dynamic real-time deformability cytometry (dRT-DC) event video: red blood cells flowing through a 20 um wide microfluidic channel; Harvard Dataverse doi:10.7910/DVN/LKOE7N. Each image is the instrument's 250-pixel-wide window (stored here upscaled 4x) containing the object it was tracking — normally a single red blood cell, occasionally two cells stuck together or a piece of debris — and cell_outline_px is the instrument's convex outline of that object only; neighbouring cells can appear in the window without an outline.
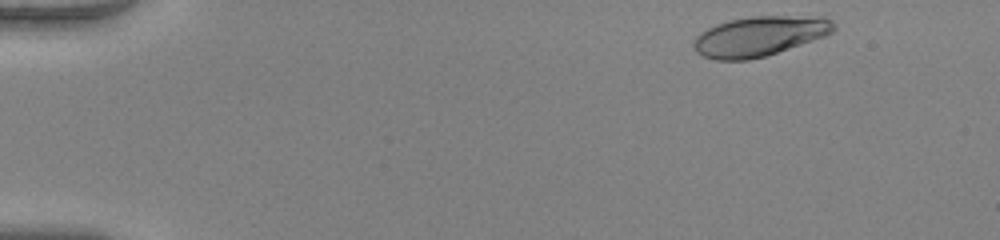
{"species": "human", "species_latin": "Homo sapiens", "temperature_condition": "warm", "stored_images_in_passage": 48, "camera_frame_rate_fps": 3000, "um_per_image_px": 0.085, "donor": {"sex": "female"}, "frame": {"image": 1, "passage_image": 3, "time_ms": 0.667, "image_size_px": [1000, 240], "cell_outline_px": [[836, 28], [832, 32], [824, 36], [764, 56], [748, 60], [716, 60], [704, 56], [696, 52], [692, 44], [692, 40], [700, 32], [716, 24], [728, 20], [752, 16], [824, 16], [832, 20], [836, 24]], "centroid_in_image_um": [64.54, 3.06], "position_along_channel_um": 20.5, "area_um2": 32.54}}
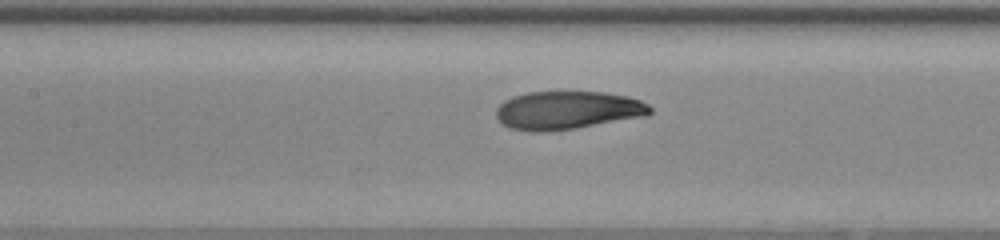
{"frame": {"image": 2, "passage_image": 22, "time_ms": 7.0, "image_size_px": [1000, 240], "cell_outline_px": [[652, 112], [648, 116], [576, 128], [544, 132], [532, 132], [508, 128], [500, 124], [496, 116], [496, 108], [504, 100], [512, 96], [528, 92], [604, 92], [628, 96], [640, 100], [648, 104], [652, 108]], "centroid_in_image_um": [48.23, 9.38], "position_along_channel_um": 159.2, "area_um2": 34.74}}
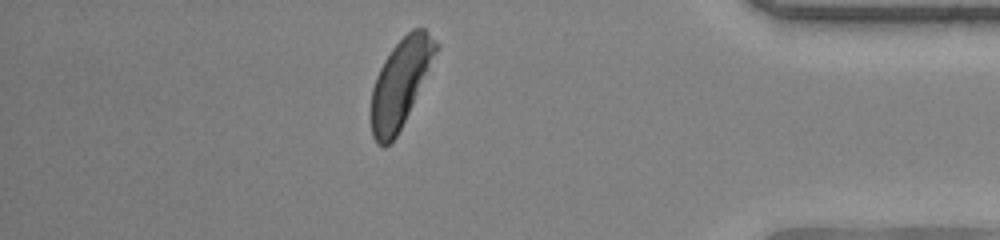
{"frame": {"image": 3, "passage_image": 42, "time_ms": 13.667, "image_size_px": [1000, 240], "cell_outline_px": [[440, 48], [396, 136], [384, 148], [376, 144], [372, 136], [368, 116], [372, 88], [376, 76], [384, 60], [392, 48], [412, 28], [424, 28], [440, 44]], "centroid_in_image_um": [34.0, 7.08], "position_along_channel_um": 401.2, "area_um2": 33.23}, "authors_computed_cell_mechanics": {"area_um2": 34.1887, "velocity_mm_per_s": 4.0821, "shape_relaxation_time_tau1_ms": 3.1533, "shape_relaxation_time_tau2_ms": 1.4837, "deformation_change_tau1": 0.1601, "deformation_change_tau2": 0.0659}}